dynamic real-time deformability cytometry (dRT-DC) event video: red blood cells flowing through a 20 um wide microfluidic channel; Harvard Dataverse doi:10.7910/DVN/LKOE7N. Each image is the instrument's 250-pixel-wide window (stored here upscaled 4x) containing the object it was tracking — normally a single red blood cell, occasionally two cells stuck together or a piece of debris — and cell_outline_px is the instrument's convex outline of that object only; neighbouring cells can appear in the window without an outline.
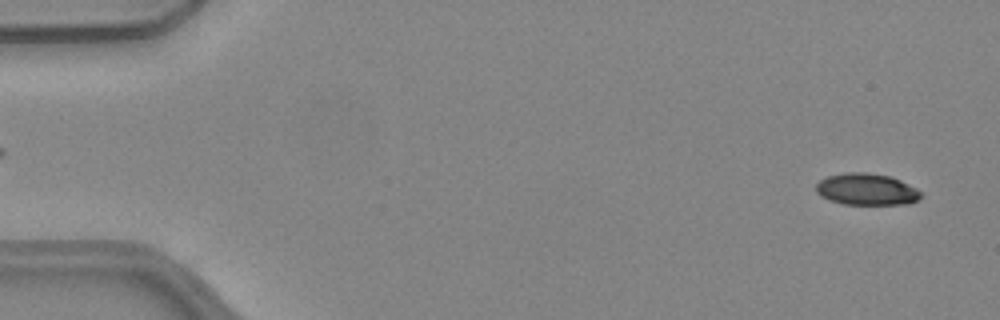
{"species": "common noctule bat (a hibernating species)", "species_latin": "Nyctalus noctula", "temperature_condition": "warm", "stored_images_in_passage": 51, "camera_frame_rate_fps": 3000, "um_per_image_px": 0.085, "animal": {"sex": "female", "body_mass_g": 24.6, "forearm_length_mm": 56.2}, "frame": {"image": 1, "passage_image": 2, "time_ms": 0.333, "image_size_px": [1000, 320], "cell_outline_px": [[924, 196], [920, 200], [908, 204], [844, 204], [828, 200], [820, 196], [816, 192], [816, 184], [820, 180], [828, 176], [844, 172], [864, 172], [892, 176], [916, 188]], "centroid_in_image_um": [73.67, 16.09], "position_along_channel_um": 11.3, "area_um2": 19.59}}
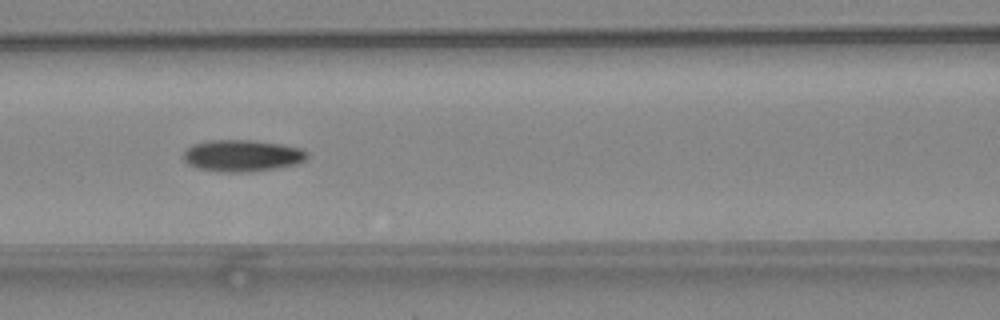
{"frame": {"image": 2, "passage_image": 22, "time_ms": 7.0, "image_size_px": [1000, 320], "cell_outline_px": [[308, 156], [300, 164], [252, 172], [224, 172], [196, 168], [188, 164], [184, 160], [184, 152], [192, 144], [208, 140], [248, 140], [280, 144], [300, 148], [308, 152]], "centroid_in_image_um": [20.59, 13.24], "position_along_channel_um": 146.0, "area_um2": 22.95}}
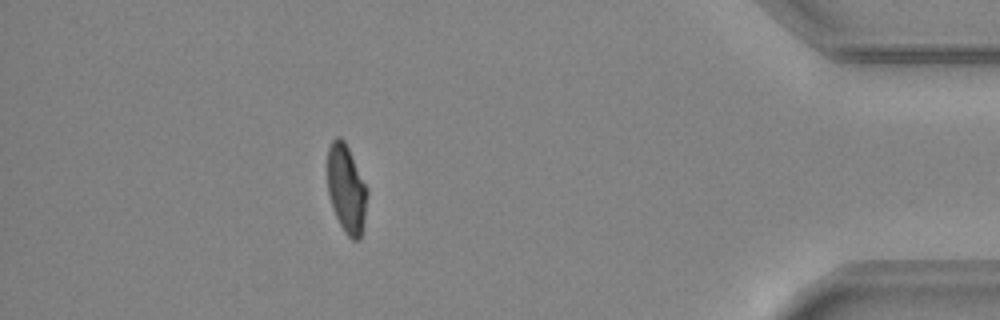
{"frame": {"image": 3, "passage_image": 45, "time_ms": 14.667, "image_size_px": [1000, 320], "cell_outline_px": [[368, 192], [360, 240], [352, 240], [344, 232], [336, 216], [328, 192], [328, 148], [332, 140], [336, 136], [340, 136], [344, 140], [368, 188]], "centroid_in_image_um": [29.45, 16.04], "position_along_channel_um": 405.8, "area_um2": 20.23}, "authors_computed_cell_mechanics": {"area_um2": 21.097, "velocity_mm_per_s": 4.0391, "shape_relaxation_time_tau1_ms": 9.0795, "shape_relaxation_time_tau2_ms": 3.6778, "deformation_change_tau1": 0.2404, "deformation_change_tau2": 0.0942}}